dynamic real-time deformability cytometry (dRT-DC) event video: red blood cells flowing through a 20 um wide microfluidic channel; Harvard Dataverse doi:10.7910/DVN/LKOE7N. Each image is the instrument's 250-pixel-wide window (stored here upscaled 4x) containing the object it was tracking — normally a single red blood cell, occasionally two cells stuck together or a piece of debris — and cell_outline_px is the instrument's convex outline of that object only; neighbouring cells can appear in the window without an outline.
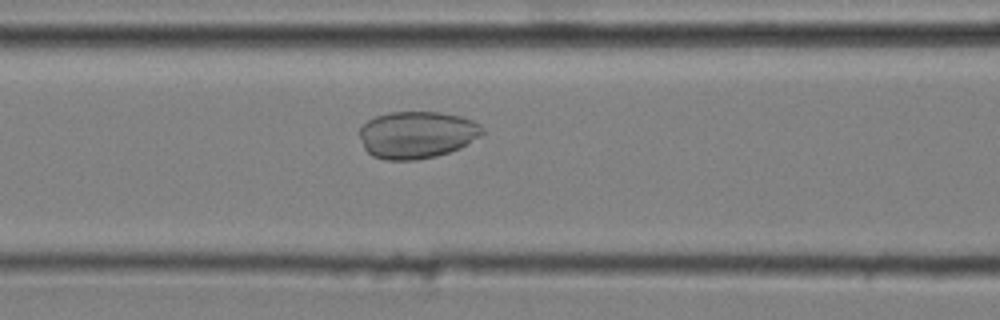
{"species": "common noctule bat (a hibernating species)", "species_latin": "Nyctalus noctula", "temperature_condition": "cold", "stored_images_in_passage": 47, "camera_frame_rate_fps": 3000, "um_per_image_px": 0.085, "animal": {"sex": "male", "body_mass_g": 20.4}, "frame": {"image": 1, "passage_image": 22, "time_ms": 7.0, "image_size_px": [1000, 320], "cell_outline_px": [[484, 132], [480, 136], [468, 144], [460, 148], [436, 156], [416, 160], [384, 160], [372, 156], [364, 148], [360, 136], [360, 128], [368, 120], [376, 116], [388, 112], [440, 112], [460, 116], [472, 120], [480, 124], [484, 128]], "centroid_in_image_um": [35.45, 11.46], "position_along_channel_um": 131.2, "area_um2": 33.87}}
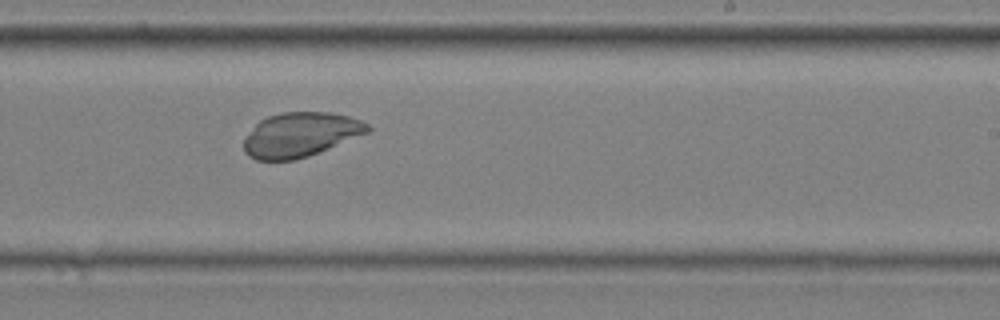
{"frame": {"image": 2, "passage_image": 33, "time_ms": 10.667, "image_size_px": [1000, 320], "cell_outline_px": [[372, 128], [368, 132], [308, 156], [296, 160], [256, 160], [248, 156], [244, 152], [244, 136], [260, 120], [268, 116], [280, 112], [328, 112], [348, 116], [360, 120], [368, 124]], "centroid_in_image_um": [25.49, 11.44], "position_along_channel_um": 263.5, "area_um2": 31.96}}
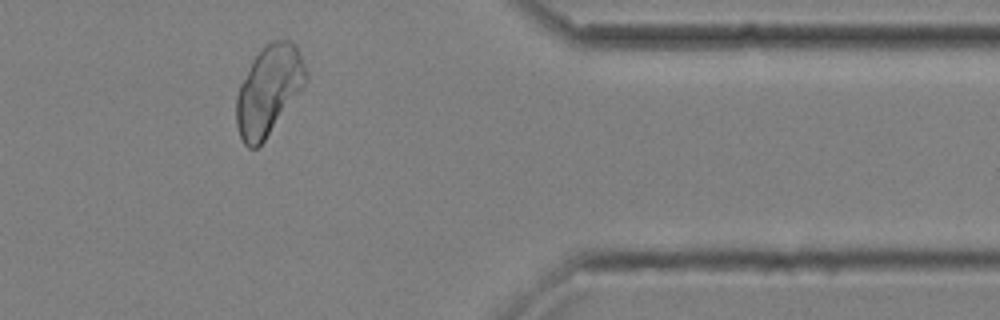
{"frame": {"image": 3, "passage_image": 45, "time_ms": 14.667, "image_size_px": [1000, 320], "cell_outline_px": [[308, 80], [264, 140], [256, 148], [248, 148], [244, 144], [240, 136], [236, 124], [236, 100], [240, 84], [252, 60], [264, 44], [272, 40], [292, 40], [296, 44], [308, 72]], "centroid_in_image_um": [22.84, 7.63], "position_along_channel_um": 388.6, "area_um2": 36.01}}